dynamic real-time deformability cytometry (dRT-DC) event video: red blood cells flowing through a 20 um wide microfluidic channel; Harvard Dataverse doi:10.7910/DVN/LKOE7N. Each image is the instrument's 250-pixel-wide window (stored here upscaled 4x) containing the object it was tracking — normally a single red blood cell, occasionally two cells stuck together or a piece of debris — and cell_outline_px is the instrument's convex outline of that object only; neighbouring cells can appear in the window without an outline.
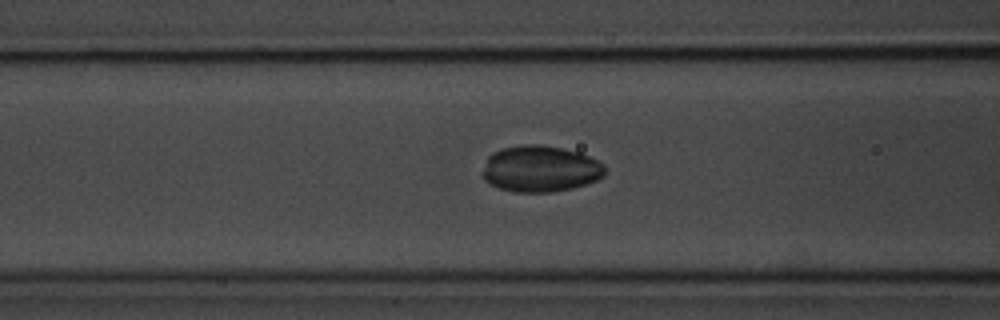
{"species": "common noctule bat (a hibernating species)", "species_latin": "Nyctalus noctula", "temperature_condition": "room temperature", "stored_images_in_passage": 35, "camera_frame_rate_fps": 3000, "um_per_image_px": 0.085, "animal": {"sex": "male", "body_mass_g": 20.1, "forearm_length_mm": 53.5}, "frame": {"image": 1, "passage_image": 8, "time_ms": 2.333, "image_size_px": [1000, 320], "cell_outline_px": [[600, 172], [592, 180], [560, 188], [512, 188], [496, 184], [488, 176], [492, 156], [500, 152], [512, 148], [552, 148], [568, 152], [580, 156], [588, 160]], "centroid_in_image_um": [45.89, 14.33], "position_along_channel_um": 120.7, "area_um2": 26.13}}
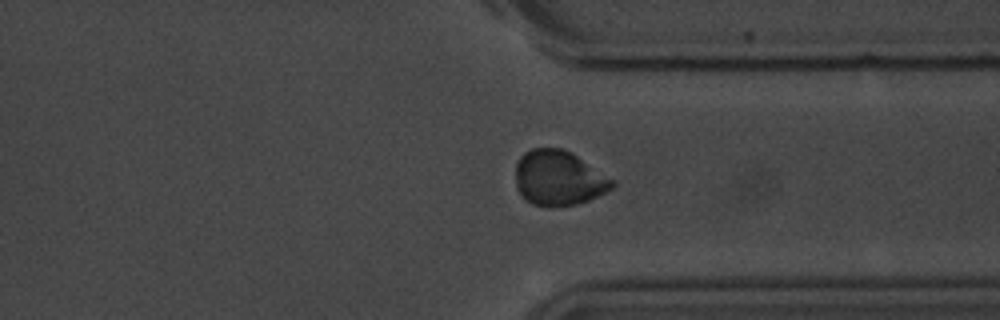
{"frame": {"image": 2, "passage_image": 28, "time_ms": 9.0, "image_size_px": [1000, 320], "cell_outline_px": [[608, 184], [604, 188], [580, 200], [564, 204], [540, 204], [532, 200], [520, 188], [520, 160], [528, 152], [540, 148], [548, 148], [564, 152], [572, 156]], "centroid_in_image_um": [47.31, 15.1], "position_along_channel_um": 364.1, "area_um2": 25.2}}
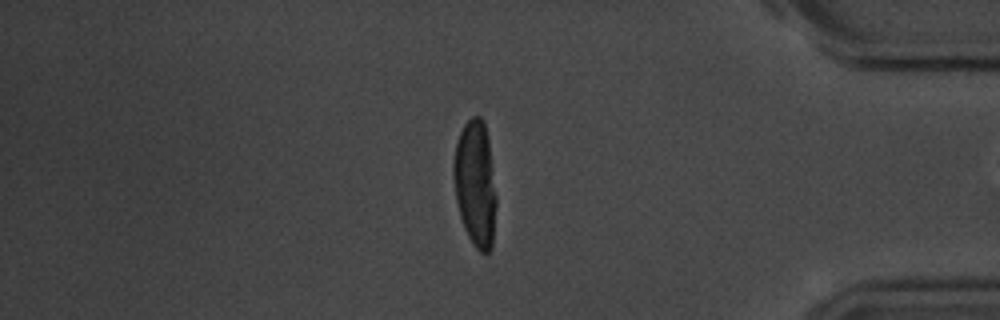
{"frame": {"image": 3, "passage_image": 33, "time_ms": 10.667, "image_size_px": [1000, 320], "cell_outline_px": [[492, 232], [488, 248], [484, 252], [476, 244], [464, 220], [460, 204], [456, 184], [456, 152], [460, 136], [464, 128], [472, 120], [480, 120], [484, 128], [492, 196]], "centroid_in_image_um": [40.36, 15.57], "position_along_channel_um": 394.8, "area_um2": 25.32}}